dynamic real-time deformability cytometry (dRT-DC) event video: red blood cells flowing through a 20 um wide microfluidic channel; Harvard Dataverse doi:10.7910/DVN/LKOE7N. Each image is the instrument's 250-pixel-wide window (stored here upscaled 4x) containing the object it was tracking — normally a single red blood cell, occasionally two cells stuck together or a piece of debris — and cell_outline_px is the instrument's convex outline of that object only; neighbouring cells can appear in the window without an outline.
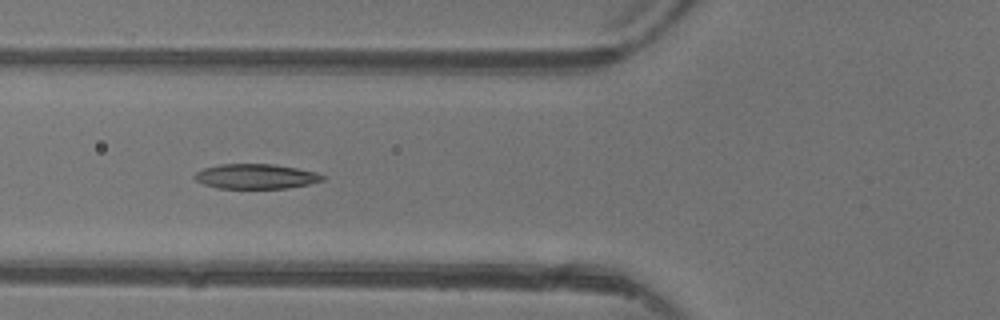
{"species": "common noctule bat (a hibernating species)", "species_latin": "Nyctalus noctula", "temperature_condition": "warm", "stored_images_in_passage": 5, "camera_frame_rate_fps": 3000, "um_per_image_px": 0.085, "animal": {"sex": "female"}, "frame": {"image": 1, "passage_image": 5, "time_ms": 5.667, "image_size_px": [1000, 320], "cell_outline_px": [[324, 180], [308, 184], [288, 188], [216, 188], [204, 184], [196, 180], [192, 176], [196, 172], [204, 168], [220, 164], [276, 164], [316, 172], [324, 176]], "centroid_in_image_um": [21.73, 14.99], "position_along_channel_um": 104.1, "area_um2": 18.5}}